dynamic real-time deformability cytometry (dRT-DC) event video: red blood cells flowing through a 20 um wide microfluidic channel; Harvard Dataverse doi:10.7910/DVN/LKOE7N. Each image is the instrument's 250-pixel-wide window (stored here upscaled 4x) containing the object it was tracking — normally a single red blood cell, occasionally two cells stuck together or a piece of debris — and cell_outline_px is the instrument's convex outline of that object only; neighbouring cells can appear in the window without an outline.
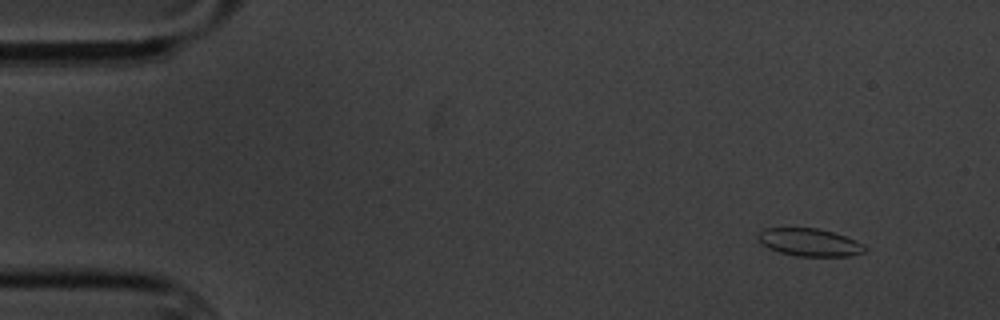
{"species": "common noctule bat (a hibernating species)", "species_latin": "Nyctalus noctula", "temperature_condition": "cold", "stored_images_in_passage": 10, "camera_frame_rate_fps": 3000, "um_per_image_px": 0.085, "animal": {"sex": "male", "body_mass_g": 20.1, "forearm_length_mm": 53.5}, "frame": {"image": 1, "passage_image": 2, "time_ms": 1.333, "image_size_px": [1000, 320], "cell_outline_px": [[868, 248], [864, 252], [848, 256], [796, 256], [780, 252], [768, 248], [756, 236], [764, 228], [816, 228], [832, 232], [856, 240], [864, 244]], "centroid_in_image_um": [68.83, 20.6], "position_along_channel_um": 16.2, "area_um2": 17.11}}
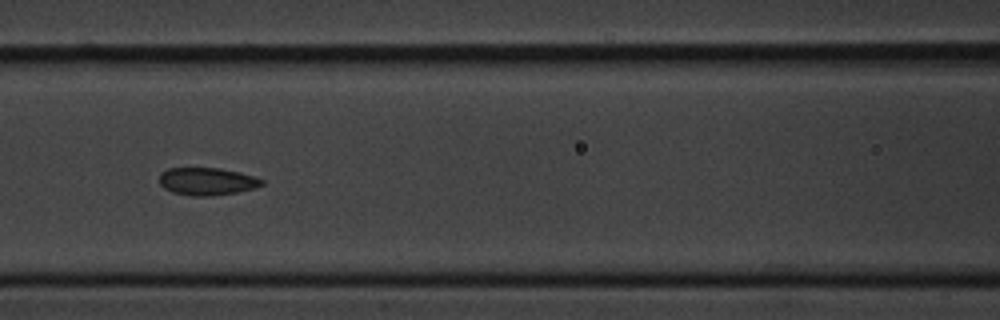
{"frame": {"image": 2, "passage_image": 7, "time_ms": 8.0, "image_size_px": [1000, 320], "cell_outline_px": [[264, 184], [256, 188], [236, 192], [208, 196], [192, 196], [172, 192], [164, 188], [160, 184], [160, 172], [168, 168], [220, 168], [240, 172], [264, 180]], "centroid_in_image_um": [17.59, 15.41], "position_along_channel_um": 149.0, "area_um2": 16.47}}
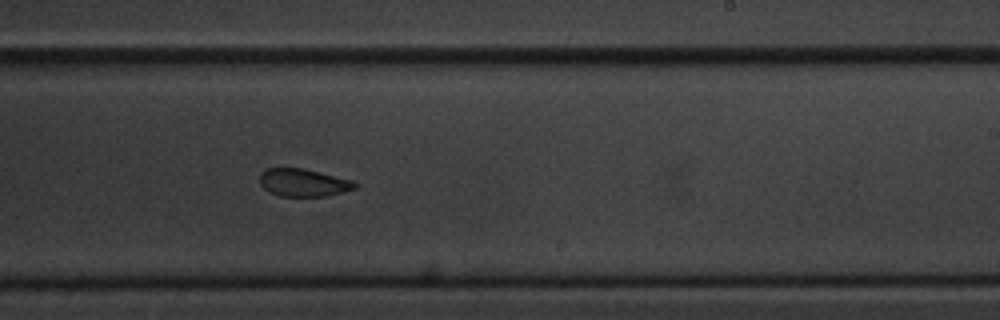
{"frame": {"image": 3, "passage_image": 10, "time_ms": 11.333, "image_size_px": [1000, 320], "cell_outline_px": [[356, 188], [324, 196], [280, 196], [268, 192], [260, 184], [260, 172], [268, 168], [304, 168], [356, 180]], "centroid_in_image_um": [25.79, 15.51], "position_along_channel_um": 263.2, "area_um2": 15.49}}